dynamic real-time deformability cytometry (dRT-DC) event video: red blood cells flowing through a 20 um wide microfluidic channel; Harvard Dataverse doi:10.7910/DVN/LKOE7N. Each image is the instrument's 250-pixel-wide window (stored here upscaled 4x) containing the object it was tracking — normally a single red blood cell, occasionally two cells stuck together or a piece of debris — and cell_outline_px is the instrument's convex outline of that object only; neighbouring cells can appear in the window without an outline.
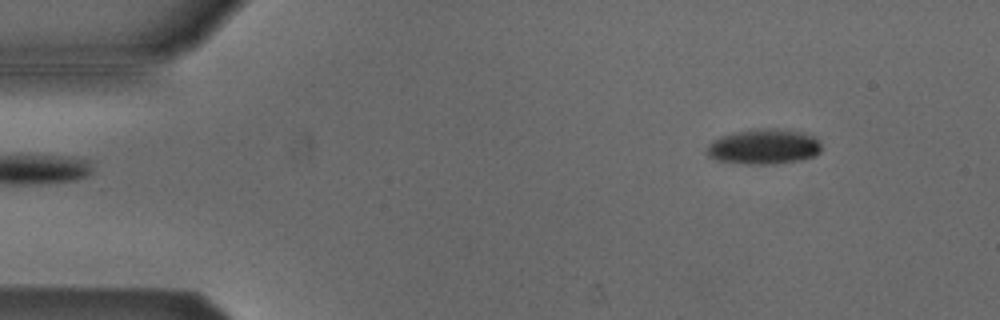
{"species": "Egyptian fruit bat (a non-hibernating species)", "species_latin": "Rousettus aegyptiacus", "temperature_condition": "cold", "stored_images_in_passage": 48, "camera_frame_rate_fps": 3000, "um_per_image_px": 0.085, "animal": {"sex": "male"}, "frame": {"image": 1, "passage_image": 1, "time_ms": 0.0, "image_size_px": [1000, 320], "cell_outline_px": [[820, 152], [816, 156], [800, 160], [776, 164], [740, 164], [716, 160], [708, 156], [704, 152], [708, 144], [712, 140], [720, 136], [732, 132], [756, 128], [776, 128], [800, 132], [816, 136], [820, 144]], "centroid_in_image_um": [64.88, 12.47], "position_along_channel_um": 20.1, "area_um2": 24.04}}
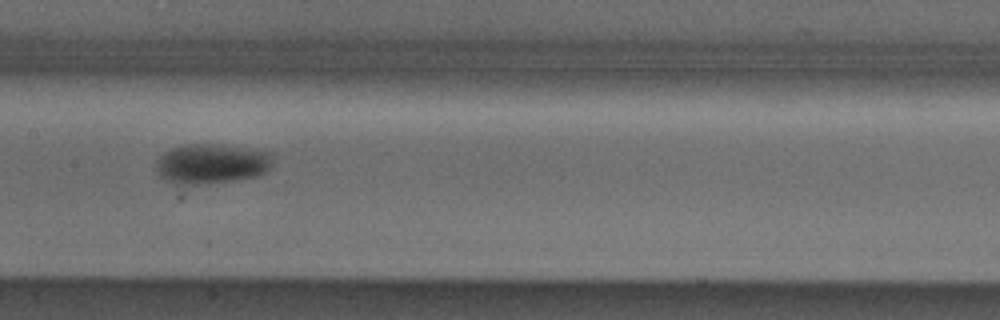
{"frame": {"image": 2, "passage_image": 21, "time_ms": 6.667, "image_size_px": [1000, 320], "cell_outline_px": [[272, 164], [268, 172], [256, 176], [232, 180], [180, 188], [164, 180], [160, 176], [156, 168], [156, 160], [164, 152], [172, 148], [188, 144], [212, 144], [272, 152]], "centroid_in_image_um": [17.92, 13.96], "position_along_channel_um": 189.5, "area_um2": 27.63}}
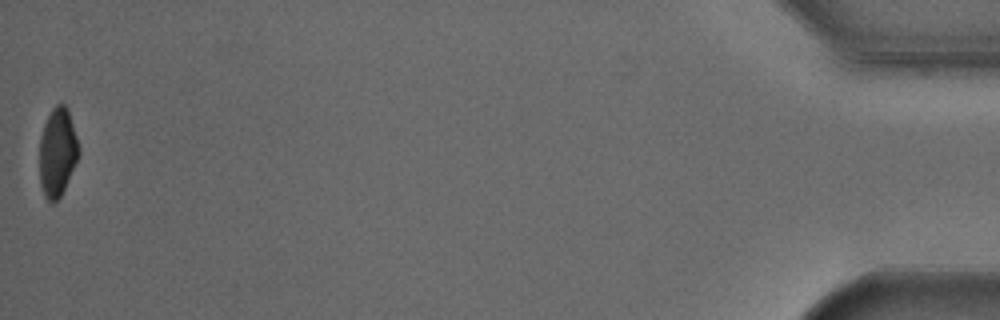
{"frame": {"image": 3, "passage_image": 48, "time_ms": 15.667, "image_size_px": [1000, 320], "cell_outline_px": [[80, 156], [60, 196], [52, 204], [44, 196], [40, 184], [40, 136], [44, 124], [52, 108], [56, 104], [64, 104], [68, 108], [80, 148]], "centroid_in_image_um": [4.9, 12.93], "position_along_channel_um": 430.3, "area_um2": 20.35}, "authors_computed_cell_mechanics": {"area_um2": 24.1893, "velocity_mm_per_s": 3.8187, "shape_relaxation_time_tau1_ms": 3.3255, "shape_relaxation_time_tau2_ms": null, "deformation_change_tau1": 0.1032, "deformation_change_tau2": null}}